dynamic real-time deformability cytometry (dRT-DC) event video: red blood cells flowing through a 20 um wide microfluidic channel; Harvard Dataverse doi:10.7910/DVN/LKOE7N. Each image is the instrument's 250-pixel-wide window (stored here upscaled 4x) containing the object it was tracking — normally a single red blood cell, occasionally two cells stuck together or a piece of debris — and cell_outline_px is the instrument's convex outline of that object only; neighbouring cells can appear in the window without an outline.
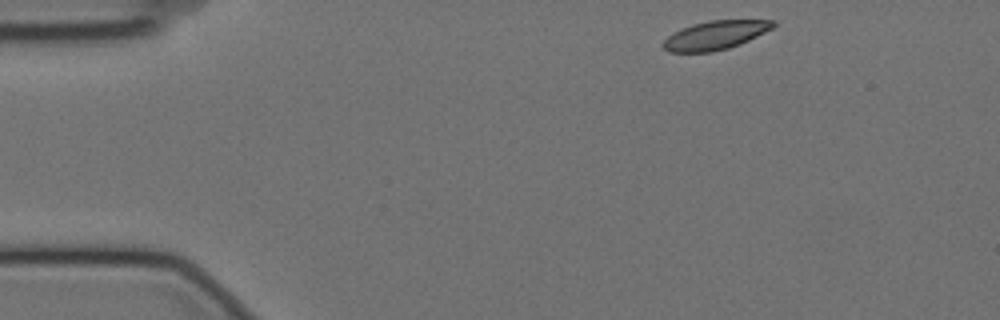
{"species": "Egyptian fruit bat (a non-hibernating species)", "species_latin": "Rousettus aegyptiacus", "temperature_condition": "cold", "stored_images_in_passage": 51, "camera_frame_rate_fps": 3000, "um_per_image_px": 0.085, "animal": {"sex": "female"}, "frame": {"image": 1, "passage_image": 1, "time_ms": 0.0, "image_size_px": [1000, 320], "cell_outline_px": [[776, 24], [772, 28], [740, 44], [728, 48], [712, 52], [668, 52], [664, 48], [664, 40], [672, 32], [680, 28], [692, 24], [708, 20], [776, 20]], "centroid_in_image_um": [60.78, 2.98], "position_along_channel_um": 24.2, "area_um2": 18.38}}
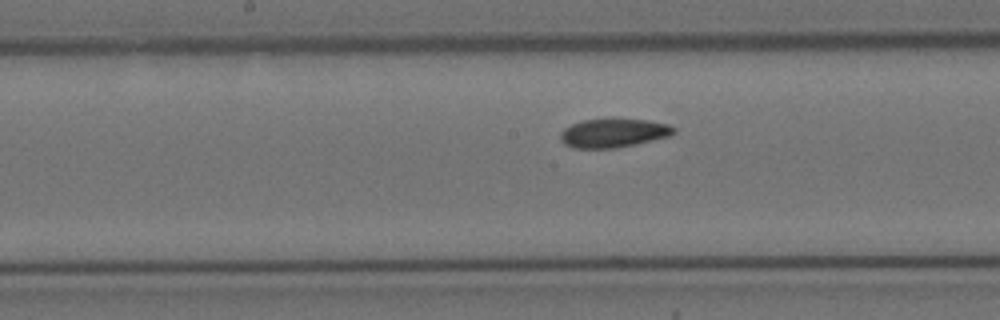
{"frame": {"image": 2, "passage_image": 22, "time_ms": 7.0, "image_size_px": [1000, 320], "cell_outline_px": [[676, 132], [672, 136], [636, 144], [616, 148], [572, 148], [564, 144], [560, 140], [560, 132], [564, 128], [572, 124], [584, 120], [648, 120], [668, 124], [676, 128]], "centroid_in_image_um": [52.16, 11.33], "position_along_channel_um": 196.0, "area_um2": 18.96}}
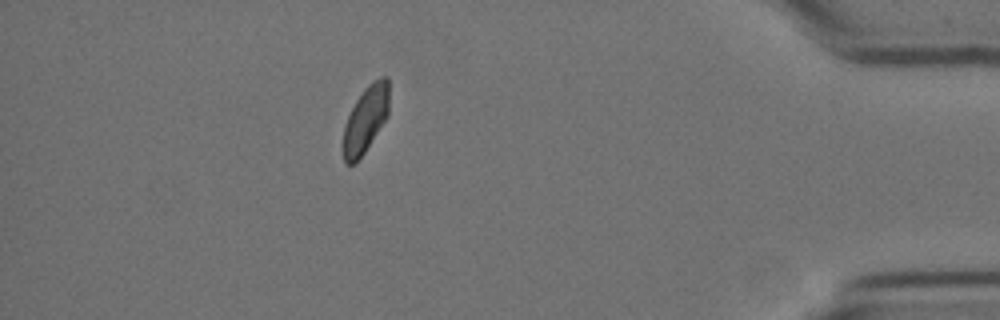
{"frame": {"image": 3, "passage_image": 44, "time_ms": 14.333, "image_size_px": [1000, 320], "cell_outline_px": [[388, 116], [356, 164], [344, 164], [344, 124], [356, 100], [364, 88], [372, 80], [380, 76], [388, 76]], "centroid_in_image_um": [31.08, 10.12], "position_along_channel_um": 404.1, "area_um2": 17.69}, "authors_computed_cell_mechanics": {"area_um2": 19.074, "velocity_mm_per_s": 3.4772, "shape_relaxation_time_tau1_ms": 5.5184, "shape_relaxation_time_tau2_ms": 4.3311, "deformation_change_tau1": 0.1294, "deformation_change_tau2": 0.0691}}